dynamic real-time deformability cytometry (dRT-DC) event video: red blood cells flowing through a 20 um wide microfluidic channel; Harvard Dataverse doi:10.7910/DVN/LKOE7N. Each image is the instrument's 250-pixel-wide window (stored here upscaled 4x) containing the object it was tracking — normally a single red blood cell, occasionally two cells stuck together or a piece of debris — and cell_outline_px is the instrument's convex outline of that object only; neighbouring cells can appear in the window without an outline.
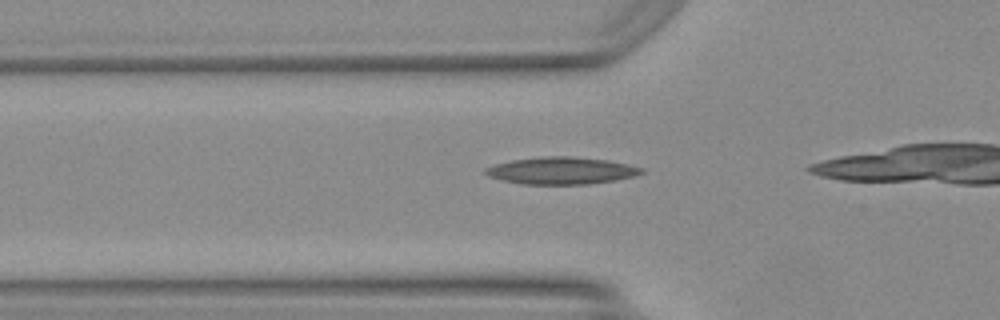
{"species": "Egyptian fruit bat (a non-hibernating species)", "species_latin": "Rousettus aegyptiacus", "temperature_condition": "warm", "stored_images_in_passage": 8, "camera_frame_rate_fps": 3000, "um_per_image_px": 0.085, "animal": {"sex": "female"}, "frame": {"image": 1, "passage_image": 3, "time_ms": 0.667, "image_size_px": [1000, 320], "cell_outline_px": [[644, 172], [632, 176], [616, 180], [588, 184], [524, 184], [504, 180], [488, 176], [484, 172], [484, 168], [496, 164], [512, 160], [540, 156], [572, 156], [608, 160], [644, 168]], "centroid_in_image_um": [47.71, 14.49], "position_along_channel_um": 78.1, "area_um2": 24.57}}
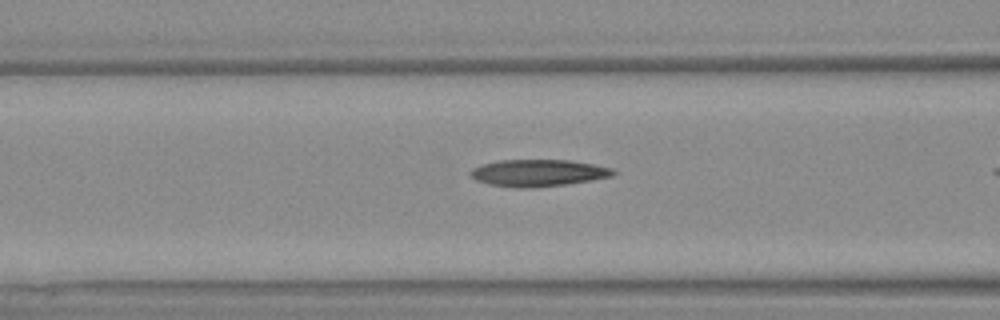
{"frame": {"image": 2, "passage_image": 6, "time_ms": 1.667, "image_size_px": [1000, 320], "cell_outline_px": [[616, 172], [612, 176], [592, 180], [564, 184], [492, 184], [476, 180], [468, 172], [472, 168], [480, 164], [500, 160], [572, 160], [612, 168]], "centroid_in_image_um": [45.79, 14.62], "position_along_channel_um": 120.8, "area_um2": 21.04}}